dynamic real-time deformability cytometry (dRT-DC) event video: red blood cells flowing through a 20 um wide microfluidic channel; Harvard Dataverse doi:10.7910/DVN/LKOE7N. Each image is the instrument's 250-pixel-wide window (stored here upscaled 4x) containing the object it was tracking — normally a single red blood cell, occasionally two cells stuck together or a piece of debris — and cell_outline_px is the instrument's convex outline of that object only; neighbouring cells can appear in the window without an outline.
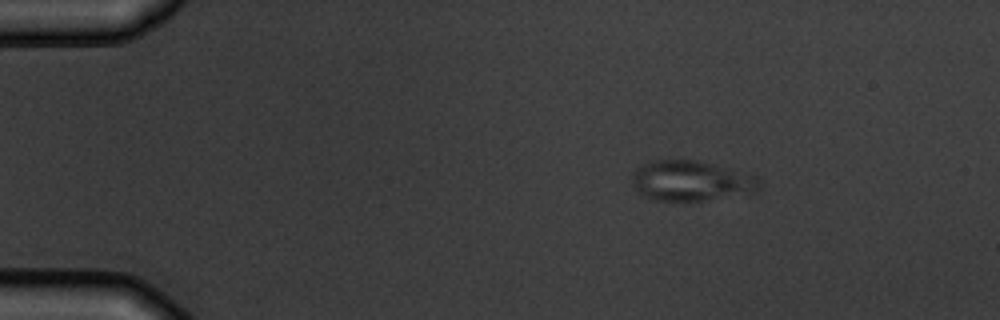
{"species": "common noctule bat (a hibernating species)", "species_latin": "Nyctalus noctula", "temperature_condition": "warm", "stored_images_in_passage": 4, "camera_frame_rate_fps": 3000, "um_per_image_px": 0.085, "animal": {"sex": "male", "body_mass_g": 19.5, "forearm_length_mm": 54.6}, "frame": {"image": 1, "passage_image": 1, "time_ms": 0.0, "image_size_px": [1000, 320], "cell_outline_px": [[760, 188], [756, 192], [700, 200], [656, 200], [640, 192], [636, 188], [632, 180], [632, 176], [636, 168], [640, 164], [656, 160], [696, 160], [752, 172], [760, 176]], "centroid_in_image_um": [58.84, 15.33], "position_along_channel_um": 26.2, "area_um2": 29.88}}